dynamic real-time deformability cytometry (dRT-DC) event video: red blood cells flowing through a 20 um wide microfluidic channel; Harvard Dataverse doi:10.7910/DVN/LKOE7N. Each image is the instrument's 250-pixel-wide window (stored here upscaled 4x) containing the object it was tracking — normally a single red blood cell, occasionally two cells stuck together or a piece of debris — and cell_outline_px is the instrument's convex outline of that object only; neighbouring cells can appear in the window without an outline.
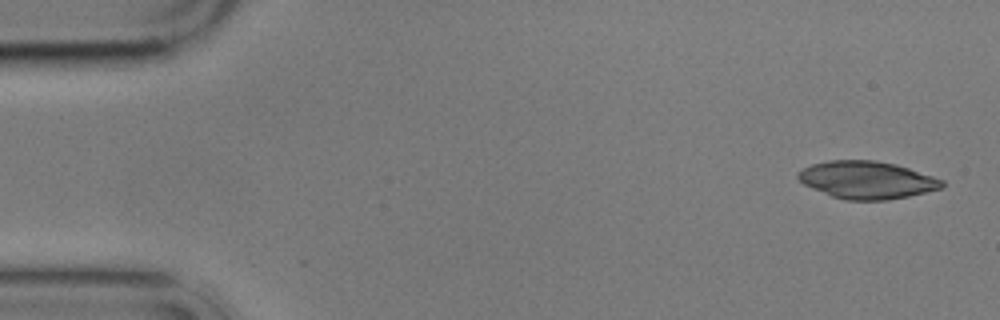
{"species": "common noctule bat (a hibernating species)", "species_latin": "Nyctalus noctula", "temperature_condition": "cold", "stored_images_in_passage": 9, "camera_frame_rate_fps": 3000, "um_per_image_px": 0.085, "animal": {"sex": "male", "body_mass_g": 17.9}, "frame": {"image": 1, "passage_image": 1, "time_ms": 0.0, "image_size_px": [1000, 320], "cell_outline_px": [[944, 188], [908, 196], [888, 200], [844, 200], [832, 196], [812, 188], [804, 184], [796, 176], [796, 172], [812, 164], [828, 160], [876, 160], [896, 164], [944, 180]], "centroid_in_image_um": [73.68, 15.29], "position_along_channel_um": 11.3, "area_um2": 31.5}}